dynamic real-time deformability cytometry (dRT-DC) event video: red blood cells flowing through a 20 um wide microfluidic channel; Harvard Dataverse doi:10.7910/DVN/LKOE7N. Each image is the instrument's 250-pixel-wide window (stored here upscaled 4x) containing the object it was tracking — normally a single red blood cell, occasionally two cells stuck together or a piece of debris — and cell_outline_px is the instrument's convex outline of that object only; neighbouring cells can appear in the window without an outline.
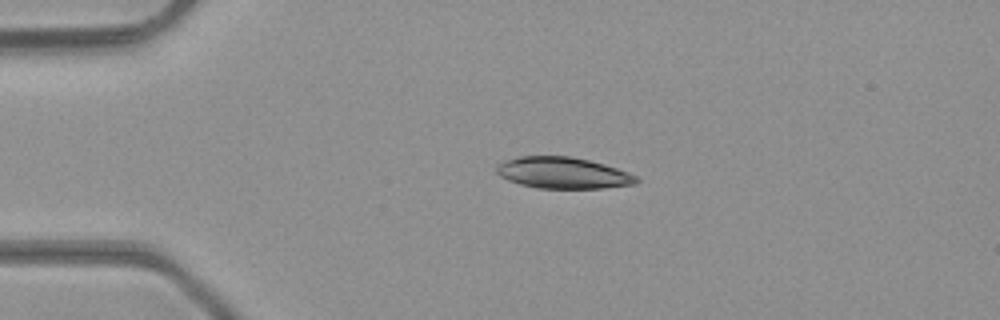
{"species": "common noctule bat (a hibernating species)", "species_latin": "Nyctalus noctula", "temperature_condition": "room temperature", "stored_images_in_passage": 38, "camera_frame_rate_fps": 3000, "um_per_image_px": 0.085, "animal": {"sex": "male", "body_mass_g": 23.1, "forearm_length_mm": 52.7}, "frame": {"image": 1, "passage_image": 1, "time_ms": 0.0, "image_size_px": [1000, 320], "cell_outline_px": [[640, 180], [636, 184], [604, 188], [536, 188], [520, 184], [508, 180], [500, 176], [496, 172], [496, 164], [504, 160], [520, 156], [572, 156], [604, 164], [628, 172], [636, 176]], "centroid_in_image_um": [47.83, 14.69], "position_along_channel_um": 37.2, "area_um2": 25.66}}
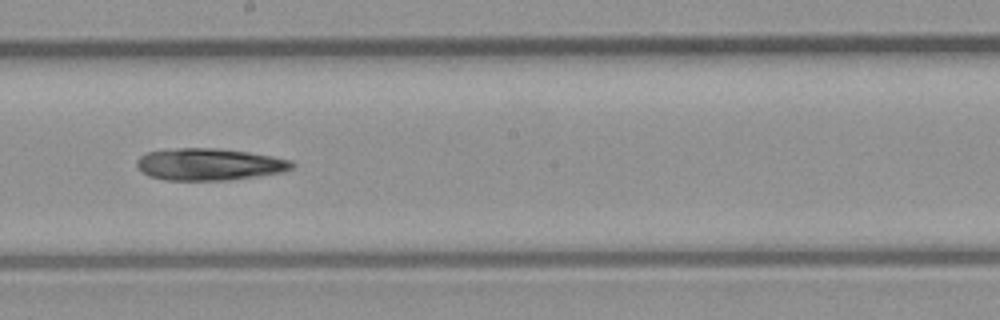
{"frame": {"image": 2, "passage_image": 17, "time_ms": 5.333, "image_size_px": [1000, 320], "cell_outline_px": [[296, 164], [292, 168], [284, 172], [228, 180], [164, 180], [148, 176], [136, 164], [136, 160], [140, 156], [148, 152], [180, 148], [216, 148], [248, 152], [272, 156], [292, 160]], "centroid_in_image_um": [17.82, 13.97], "position_along_channel_um": 230.4, "area_um2": 28.84}}
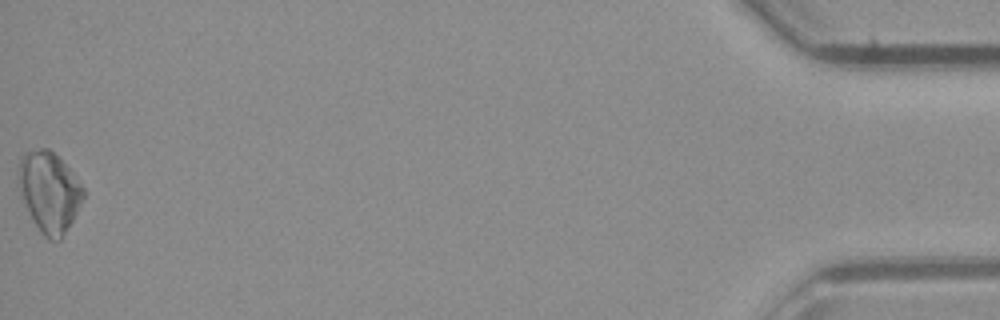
{"frame": {"image": 3, "passage_image": 38, "time_ms": 12.333, "image_size_px": [1000, 320], "cell_outline_px": [[84, 196], [72, 220], [60, 240], [48, 240], [40, 232], [32, 220], [20, 196], [20, 160], [28, 152], [40, 148], [48, 148], [68, 168], [84, 188]], "centroid_in_image_um": [4.19, 16.35], "position_along_channel_um": 431.0, "area_um2": 29.54}, "authors_computed_cell_mechanics": {"area_um2": 27.8596, "velocity_mm_per_s": 4.3245, "shape_relaxation_time_tau1_ms": 3.6988, "shape_relaxation_time_tau2_ms": null, "deformation_change_tau1": 0.164, "deformation_change_tau2": null}}